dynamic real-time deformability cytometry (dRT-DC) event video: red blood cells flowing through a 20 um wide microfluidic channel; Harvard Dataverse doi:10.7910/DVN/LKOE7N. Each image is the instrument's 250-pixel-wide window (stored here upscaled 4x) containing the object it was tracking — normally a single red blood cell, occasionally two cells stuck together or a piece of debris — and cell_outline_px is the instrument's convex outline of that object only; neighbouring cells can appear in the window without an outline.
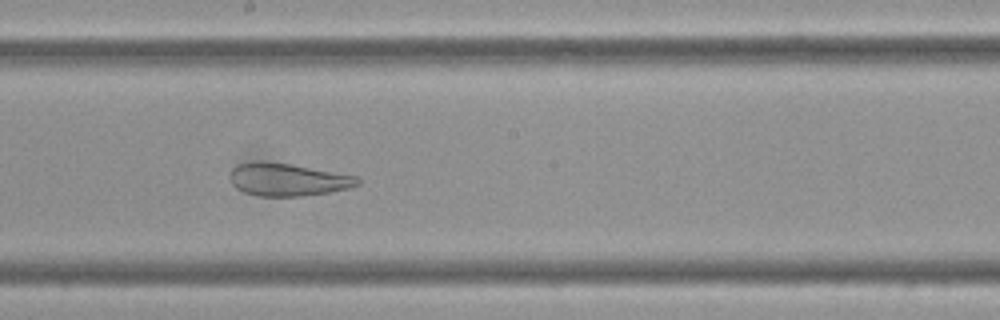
{"species": "Egyptian fruit bat (a non-hibernating species)", "species_latin": "Rousettus aegyptiacus", "temperature_condition": "cold", "stored_images_in_passage": 60, "camera_frame_rate_fps": 3000, "um_per_image_px": 0.085, "frame": {"image": 1, "passage_image": 33, "time_ms": 10.667, "image_size_px": [1000, 320], "cell_outline_px": [[360, 184], [348, 188], [328, 192], [300, 196], [260, 196], [244, 192], [236, 188], [232, 184], [232, 168], [240, 164], [252, 160], [260, 160], [288, 164], [356, 176], [360, 180]], "centroid_in_image_um": [24.43, 15.26], "position_along_channel_um": 223.8, "area_um2": 23.93}}
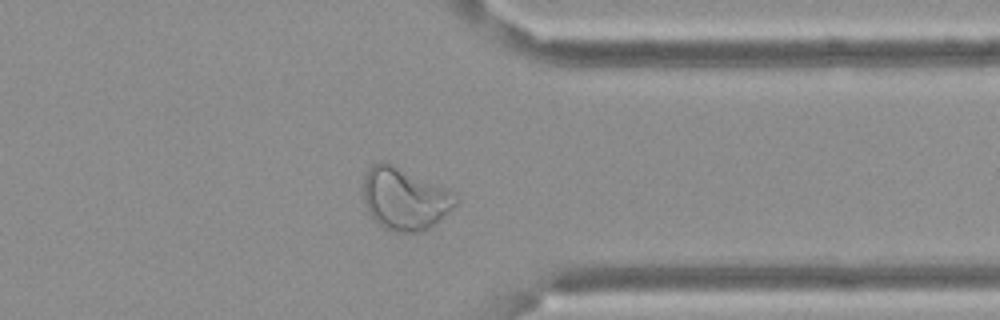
{"frame": {"image": 2, "passage_image": 47, "time_ms": 15.333, "image_size_px": [1000, 320], "cell_outline_px": [[456, 204], [448, 212], [428, 228], [420, 232], [392, 232], [384, 228], [368, 212], [364, 200], [364, 176], [368, 168], [372, 164], [380, 160], [384, 160], [448, 188], [456, 196]], "centroid_in_image_um": [34.37, 16.86], "position_along_channel_um": 377.0, "area_um2": 33.41}}
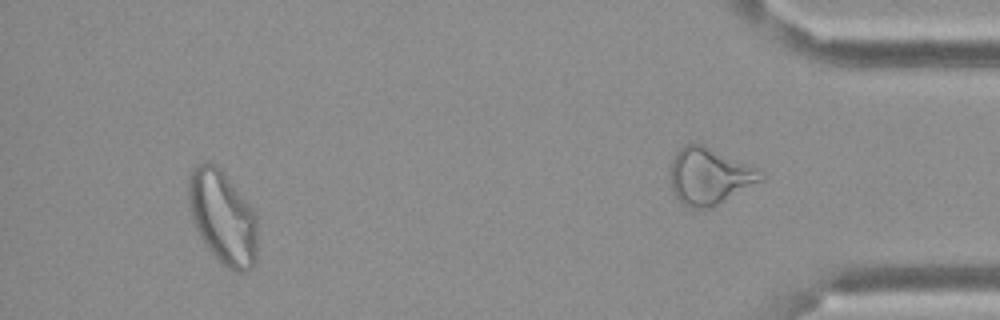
{"frame": {"image": 3, "passage_image": 56, "time_ms": 18.333, "image_size_px": [1000, 320], "cell_outline_px": [[256, 260], [252, 268], [248, 272], [236, 272], [228, 268], [204, 244], [196, 228], [188, 204], [188, 176], [196, 164], [204, 160], [208, 160], [216, 164], [220, 168], [256, 212]], "centroid_in_image_um": [18.92, 18.43], "position_along_channel_um": 416.3, "area_um2": 37.74}}